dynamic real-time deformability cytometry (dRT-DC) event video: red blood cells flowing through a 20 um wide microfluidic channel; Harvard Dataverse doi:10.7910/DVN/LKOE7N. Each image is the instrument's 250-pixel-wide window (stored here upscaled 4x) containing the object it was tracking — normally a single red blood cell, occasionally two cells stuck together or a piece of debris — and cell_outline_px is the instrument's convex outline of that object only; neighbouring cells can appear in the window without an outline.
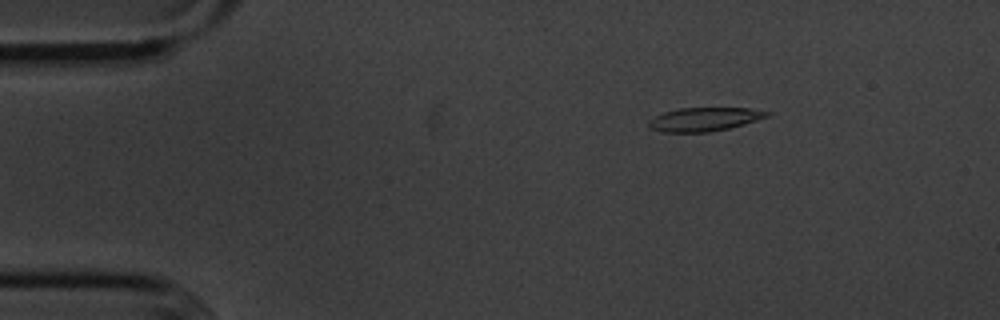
{"species": "common noctule bat (a hibernating species)", "species_latin": "Nyctalus noctula", "temperature_condition": "cold", "stored_images_in_passage": 5, "camera_frame_rate_fps": 3000, "um_per_image_px": 0.085, "animal": {"sex": "male", "body_mass_g": 20.1, "forearm_length_mm": 53.5}, "frame": {"image": 1, "passage_image": 3, "time_ms": 2.333, "image_size_px": [1000, 320], "cell_outline_px": [[772, 112], [768, 116], [756, 120], [728, 128], [708, 132], [664, 132], [652, 128], [648, 124], [648, 120], [664, 112], [680, 108], [748, 108]], "centroid_in_image_um": [59.86, 10.13], "position_along_channel_um": 25.1, "area_um2": 16.01}}